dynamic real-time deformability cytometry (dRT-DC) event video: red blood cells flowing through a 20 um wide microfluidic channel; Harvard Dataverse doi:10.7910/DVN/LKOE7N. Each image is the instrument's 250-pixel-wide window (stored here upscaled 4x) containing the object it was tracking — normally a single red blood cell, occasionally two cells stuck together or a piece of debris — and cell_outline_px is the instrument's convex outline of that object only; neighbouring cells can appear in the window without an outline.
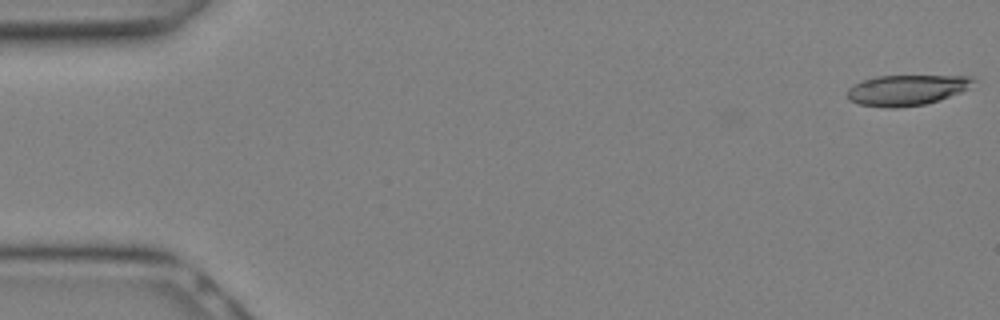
{"species": "Egyptian fruit bat (a non-hibernating species)", "species_latin": "Rousettus aegyptiacus", "temperature_condition": "warm", "stored_images_in_passage": 17, "camera_frame_rate_fps": 3000, "um_per_image_px": 0.085, "animal": {"sex": "female"}, "frame": {"image": 1, "passage_image": 1, "time_ms": 0.0, "image_size_px": [1000, 320], "cell_outline_px": [[976, 80], [968, 88], [960, 92], [940, 100], [924, 104], [896, 108], [888, 108], [860, 104], [848, 100], [848, 88], [852, 84], [876, 76], [972, 76]], "centroid_in_image_um": [77.05, 7.65], "position_along_channel_um": 7.9, "area_um2": 22.37}}
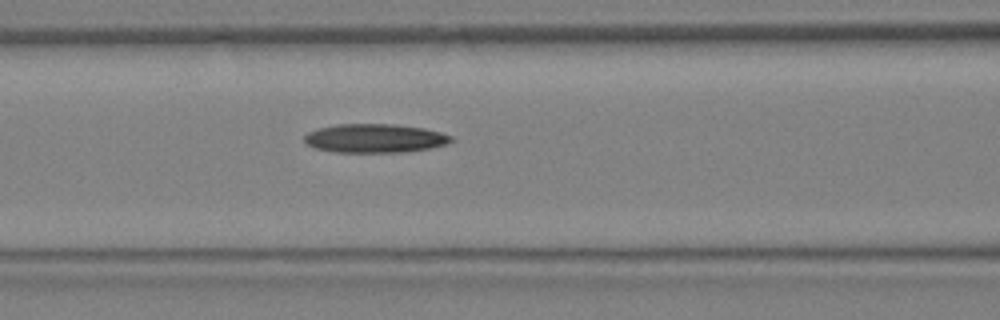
{"frame": {"image": 2, "passage_image": 12, "time_ms": 3.667, "image_size_px": [1000, 320], "cell_outline_px": [[456, 140], [448, 144], [428, 148], [404, 152], [336, 152], [316, 148], [308, 144], [304, 140], [304, 136], [308, 132], [320, 128], [336, 124], [392, 124], [424, 128], [440, 132], [452, 136]], "centroid_in_image_um": [31.9, 11.75], "position_along_channel_um": 134.7, "area_um2": 24.57}}
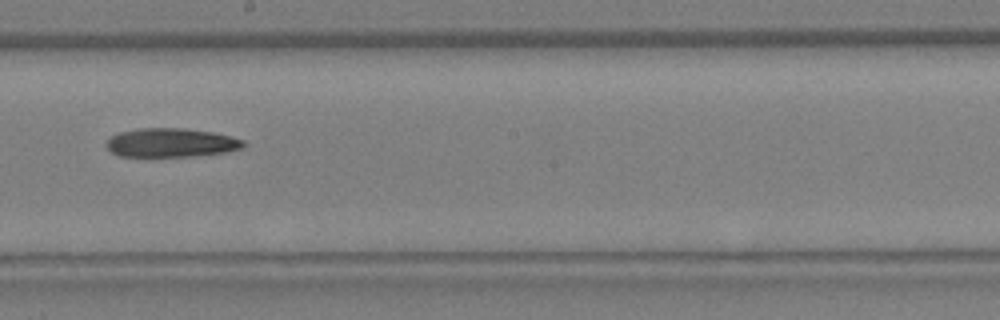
{"frame": {"image": 3, "passage_image": 16, "time_ms": 5.0, "image_size_px": [1000, 320], "cell_outline_px": [[244, 148], [224, 152], [192, 156], [120, 156], [112, 152], [104, 144], [112, 136], [120, 132], [140, 128], [184, 128], [212, 132], [244, 140]], "centroid_in_image_um": [14.53, 12.12], "position_along_channel_um": 233.7, "area_um2": 22.83}}